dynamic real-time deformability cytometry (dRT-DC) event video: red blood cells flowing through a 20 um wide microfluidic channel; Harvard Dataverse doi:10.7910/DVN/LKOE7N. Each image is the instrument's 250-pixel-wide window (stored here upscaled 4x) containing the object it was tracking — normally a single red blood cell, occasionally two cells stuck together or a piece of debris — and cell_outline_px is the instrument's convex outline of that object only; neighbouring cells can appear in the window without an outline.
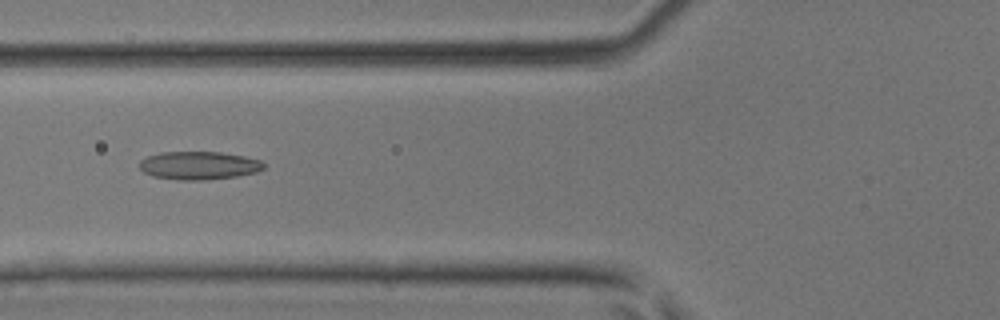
{"species": "common noctule bat (a hibernating species)", "species_latin": "Nyctalus noctula", "temperature_condition": "room temperature", "stored_images_in_passage": 39, "camera_frame_rate_fps": 3000, "um_per_image_px": 0.085, "animal": {"sex": "male", "body_mass_g": 17.9, "forearm_length_mm": 54.2}, "frame": {"image": 1, "passage_image": 12, "time_ms": 3.667, "image_size_px": [1000, 320], "cell_outline_px": [[264, 168], [256, 172], [236, 176], [204, 180], [180, 180], [152, 176], [144, 172], [140, 168], [140, 160], [148, 156], [160, 152], [220, 152], [244, 156], [260, 160], [264, 164]], "centroid_in_image_um": [16.89, 14.06], "position_along_channel_um": 108.9, "area_um2": 20.29}}
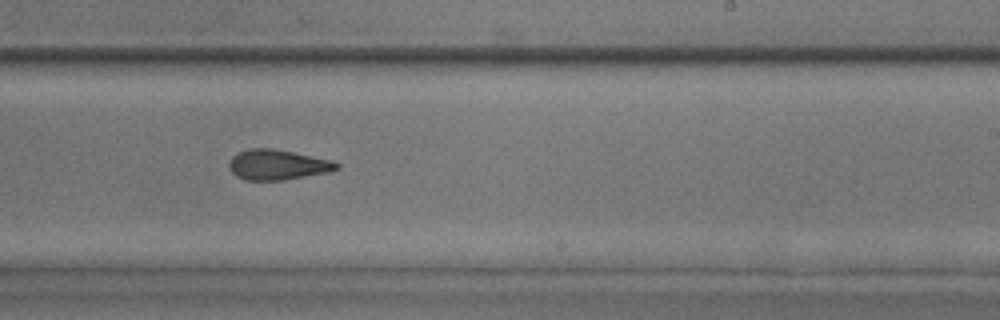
{"frame": {"image": 2, "passage_image": 22, "time_ms": 7.0, "image_size_px": [1000, 320], "cell_outline_px": [[340, 168], [328, 172], [284, 180], [244, 180], [236, 176], [228, 168], [228, 164], [232, 156], [248, 148], [272, 148], [332, 160], [340, 164]], "centroid_in_image_um": [23.57, 14.0], "position_along_channel_um": 265.4, "area_um2": 18.96}}
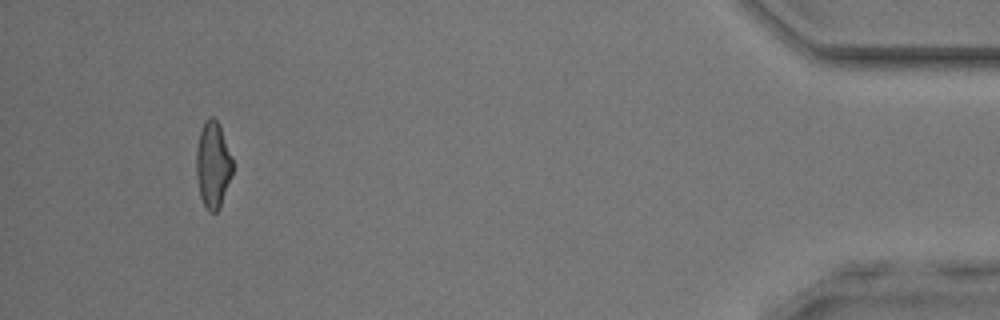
{"frame": {"image": 3, "passage_image": 36, "time_ms": 11.667, "image_size_px": [1000, 320], "cell_outline_px": [[232, 176], [220, 204], [216, 212], [208, 212], [200, 196], [196, 176], [196, 148], [200, 132], [204, 120], [208, 116], [212, 116], [216, 120], [220, 128], [232, 156]], "centroid_in_image_um": [18.08, 13.99], "position_along_channel_um": 417.1, "area_um2": 18.15}}